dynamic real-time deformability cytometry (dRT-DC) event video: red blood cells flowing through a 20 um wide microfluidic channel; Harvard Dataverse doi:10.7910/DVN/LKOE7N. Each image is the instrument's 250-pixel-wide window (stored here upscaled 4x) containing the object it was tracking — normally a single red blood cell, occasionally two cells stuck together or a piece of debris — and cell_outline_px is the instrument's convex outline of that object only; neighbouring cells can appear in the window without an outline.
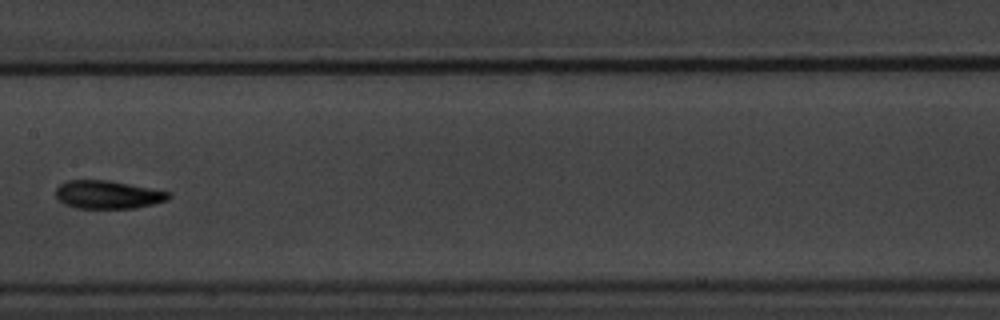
{"species": "common noctule bat (a hibernating species)", "species_latin": "Nyctalus noctula", "temperature_condition": "warm", "stored_images_in_passage": 8, "camera_frame_rate_fps": 3000, "um_per_image_px": 0.085, "animal": {"sex": "male", "body_mass_g": 20.1, "forearm_length_mm": 53.5}, "frame": {"image": 1, "passage_image": 8, "time_ms": 8.333, "image_size_px": [1000, 320], "cell_outline_px": [[172, 196], [168, 200], [136, 208], [76, 208], [64, 204], [56, 196], [56, 188], [60, 184], [68, 180], [108, 180], [168, 192]], "centroid_in_image_um": [9.14, 16.55], "position_along_channel_um": 198.3, "area_um2": 18.32}}